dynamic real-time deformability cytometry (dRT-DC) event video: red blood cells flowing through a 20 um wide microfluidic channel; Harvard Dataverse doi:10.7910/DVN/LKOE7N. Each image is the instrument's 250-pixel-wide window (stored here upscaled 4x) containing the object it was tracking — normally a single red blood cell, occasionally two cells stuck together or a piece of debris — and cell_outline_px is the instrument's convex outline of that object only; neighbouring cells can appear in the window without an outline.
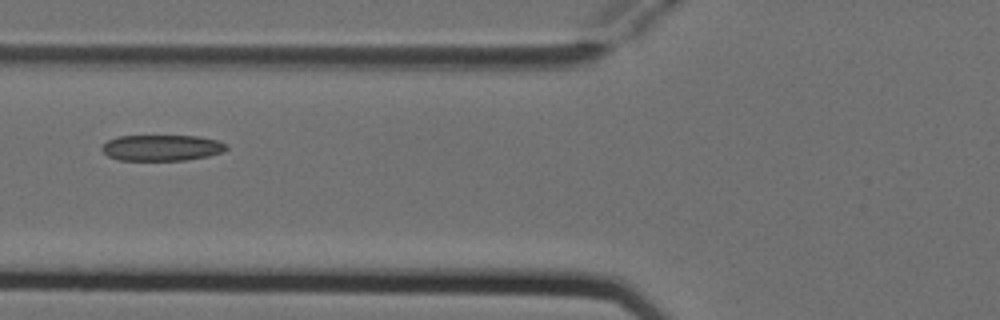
{"species": "Egyptian fruit bat (a non-hibernating species)", "species_latin": "Rousettus aegyptiacus", "temperature_condition": "cold", "stored_images_in_passage": 6, "camera_frame_rate_fps": 3000, "um_per_image_px": 0.085, "animal": {"sex": "female"}, "frame": {"image": 1, "passage_image": 5, "time_ms": 1.333, "image_size_px": [1000, 320], "cell_outline_px": [[228, 148], [224, 152], [208, 156], [184, 160], [120, 160], [108, 156], [100, 148], [108, 140], [116, 136], [200, 136], [216, 140], [228, 144]], "centroid_in_image_um": [13.77, 12.56], "position_along_channel_um": 112.0, "area_um2": 18.9}}
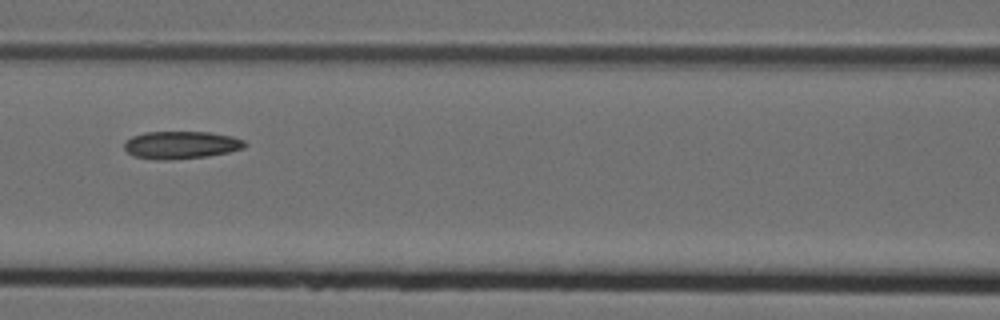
{"frame": {"image": 2, "passage_image": 6, "time_ms": 1.667, "image_size_px": [1000, 320], "cell_outline_px": [[248, 144], [244, 148], [228, 152], [208, 156], [168, 160], [156, 160], [132, 156], [124, 148], [124, 140], [132, 136], [144, 132], [208, 132], [232, 136], [244, 140]], "centroid_in_image_um": [15.37, 12.32], "position_along_channel_um": 151.2, "area_um2": 19.59}}